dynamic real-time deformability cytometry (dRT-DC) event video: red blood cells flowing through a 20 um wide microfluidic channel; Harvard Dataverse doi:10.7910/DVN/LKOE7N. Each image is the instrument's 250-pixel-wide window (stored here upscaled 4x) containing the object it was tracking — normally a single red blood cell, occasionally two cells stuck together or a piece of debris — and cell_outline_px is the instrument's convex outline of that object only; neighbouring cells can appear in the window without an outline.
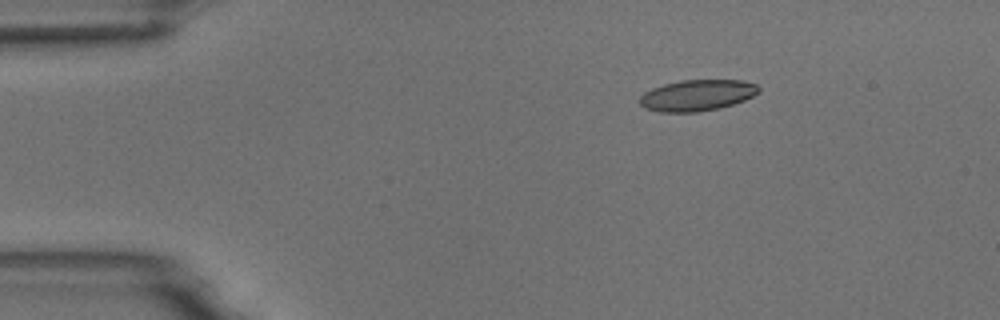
{"species": "common noctule bat (a hibernating species)", "species_latin": "Nyctalus noctula", "temperature_condition": "room temperature", "stored_images_in_passage": 2, "camera_frame_rate_fps": 3000, "um_per_image_px": 0.085, "animal": {"sex": "male", "body_mass_g": 18.8}, "frame": {"image": 1, "passage_image": 1, "time_ms": 0.0, "image_size_px": [1000, 320], "cell_outline_px": [[760, 92], [744, 100], [720, 108], [696, 112], [660, 112], [644, 108], [640, 104], [640, 96], [644, 92], [652, 88], [664, 84], [680, 80], [744, 80], [756, 84], [760, 88]], "centroid_in_image_um": [59.25, 8.1], "position_along_channel_um": 25.7, "area_um2": 21.68}}